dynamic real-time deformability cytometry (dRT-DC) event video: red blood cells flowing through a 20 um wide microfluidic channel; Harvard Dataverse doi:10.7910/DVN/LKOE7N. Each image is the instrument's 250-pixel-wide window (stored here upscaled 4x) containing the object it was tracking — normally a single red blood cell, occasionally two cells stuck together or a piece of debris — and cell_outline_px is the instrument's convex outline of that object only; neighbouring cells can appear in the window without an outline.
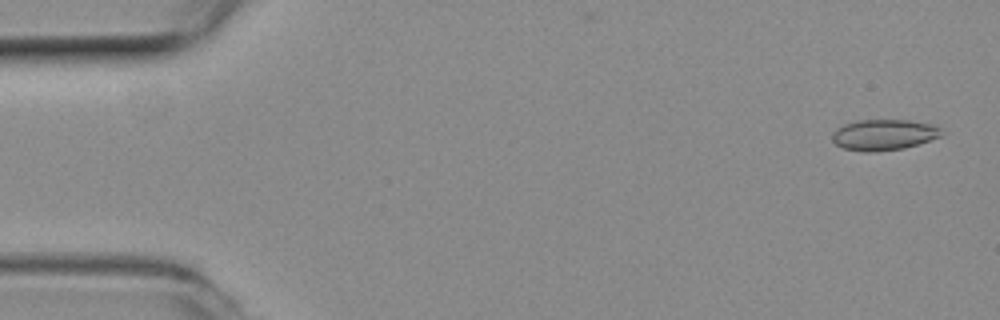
{"species": "common noctule bat (a hibernating species)", "species_latin": "Nyctalus noctula", "temperature_condition": "room temperature", "stored_images_in_passage": 52, "camera_frame_rate_fps": 3000, "um_per_image_px": 0.085, "animal": {"sex": "female", "body_mass_g": 19.3, "forearm_length_mm": 54.1}, "frame": {"image": 1, "passage_image": 2, "time_ms": 0.333, "image_size_px": [1000, 320], "cell_outline_px": [[940, 136], [904, 148], [876, 152], [864, 152], [844, 148], [836, 144], [832, 140], [832, 132], [836, 128], [844, 124], [856, 120], [908, 120], [928, 124], [940, 128]], "centroid_in_image_um": [75.03, 11.46], "position_along_channel_um": 10.0, "area_um2": 19.42}}
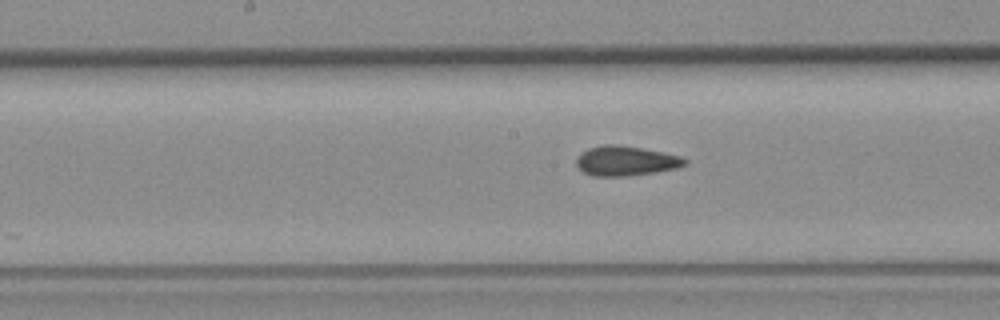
{"frame": {"image": 2, "passage_image": 26, "time_ms": 8.333, "image_size_px": [1000, 320], "cell_outline_px": [[688, 164], [676, 168], [656, 172], [628, 176], [592, 176], [584, 172], [576, 164], [576, 160], [588, 148], [604, 144], [616, 144], [664, 152], [680, 156], [688, 160]], "centroid_in_image_um": [53.23, 13.68], "position_along_channel_um": 195.0, "area_um2": 18.73}}
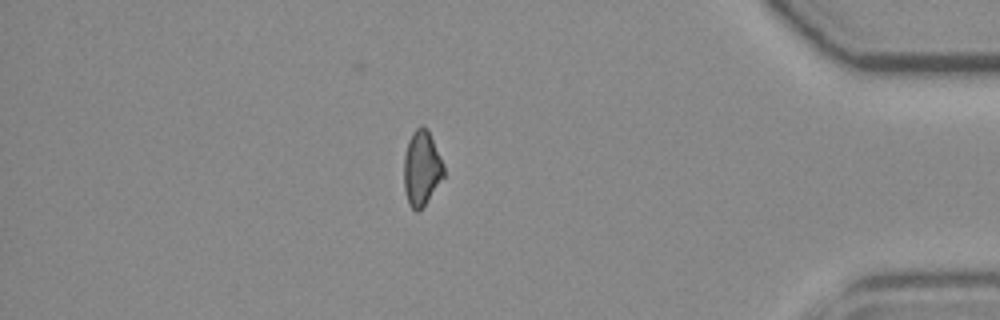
{"frame": {"image": 3, "passage_image": 45, "time_ms": 14.667, "image_size_px": [1000, 320], "cell_outline_px": [[444, 176], [424, 204], [416, 212], [408, 204], [404, 188], [404, 156], [408, 140], [412, 132], [420, 124], [424, 124], [428, 128], [444, 164]], "centroid_in_image_um": [35.83, 14.23], "position_along_channel_um": 399.4, "area_um2": 17.46}, "authors_computed_cell_mechanics": {"area_um2": 18.496, "velocity_mm_per_s": 3.8873, "shape_relaxation_time_tau1_ms": null, "shape_relaxation_time_tau2_ms": 2.4218, "deformation_change_tau1": null, "deformation_change_tau2": 0.0796}}